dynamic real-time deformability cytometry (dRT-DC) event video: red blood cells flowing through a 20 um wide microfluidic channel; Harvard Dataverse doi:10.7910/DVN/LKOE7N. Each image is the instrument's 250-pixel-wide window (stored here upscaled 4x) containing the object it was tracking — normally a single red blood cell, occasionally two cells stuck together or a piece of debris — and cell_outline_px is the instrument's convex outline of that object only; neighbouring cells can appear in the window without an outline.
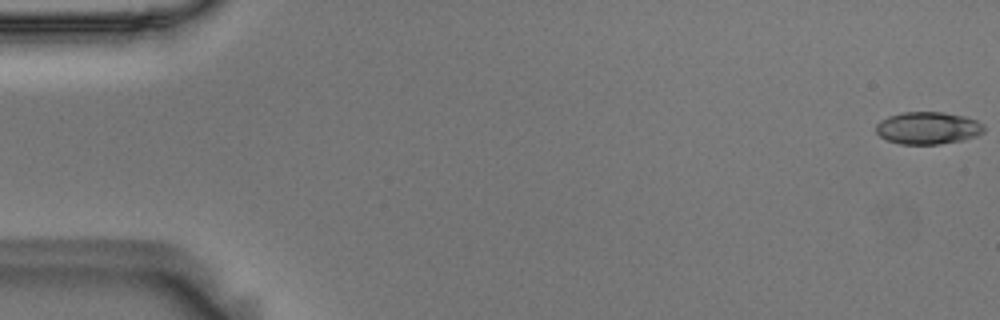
{"species": "Egyptian fruit bat (a non-hibernating species)", "species_latin": "Rousettus aegyptiacus", "temperature_condition": "room temperature", "stored_images_in_passage": 56, "camera_frame_rate_fps": 3000, "um_per_image_px": 0.085, "animal": {"sex": "male"}, "frame": {"image": 1, "passage_image": 1, "time_ms": 0.0, "image_size_px": [1000, 320], "cell_outline_px": [[984, 132], [976, 136], [964, 140], [940, 144], [900, 144], [888, 140], [880, 136], [876, 132], [876, 124], [880, 120], [888, 116], [900, 112], [944, 112], [964, 116], [976, 120], [984, 124]], "centroid_in_image_um": [78.88, 10.88], "position_along_channel_um": 6.1, "area_um2": 20.52}}
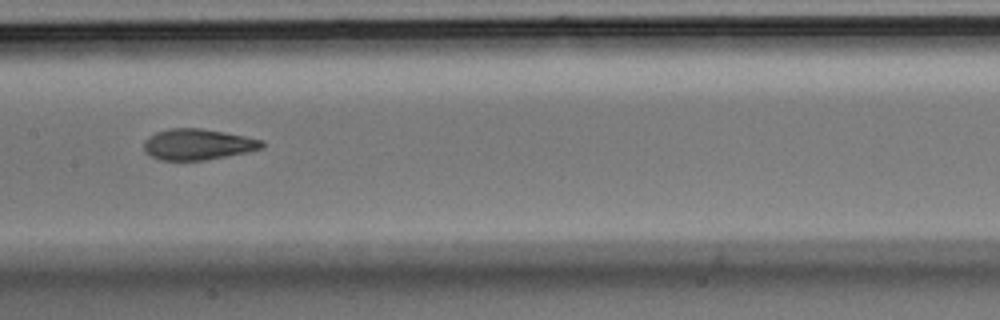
{"frame": {"image": 2, "passage_image": 28, "time_ms": 9.0, "image_size_px": [1000, 320], "cell_outline_px": [[264, 148], [248, 152], [204, 160], [160, 160], [144, 152], [144, 140], [148, 136], [156, 132], [168, 128], [200, 128], [224, 132], [264, 140]], "centroid_in_image_um": [16.81, 12.27], "position_along_channel_um": 190.6, "area_um2": 21.39}}
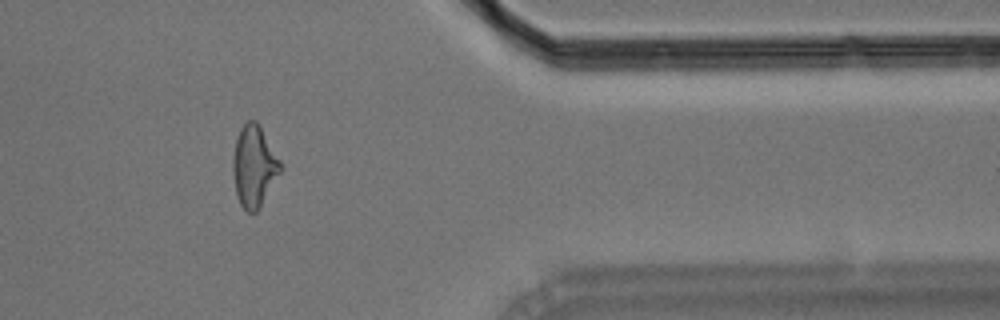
{"frame": {"image": 3, "passage_image": 46, "time_ms": 15.0, "image_size_px": [1000, 320], "cell_outline_px": [[280, 172], [256, 212], [248, 212], [240, 204], [236, 192], [232, 172], [232, 156], [236, 140], [240, 128], [248, 120], [256, 120], [260, 124], [280, 160]], "centroid_in_image_um": [21.57, 14.08], "position_along_channel_um": 389.8, "area_um2": 22.25}, "authors_computed_cell_mechanics": {"area_um2": 21.2704, "velocity_mm_per_s": 3.6524, "shape_relaxation_time_tau1_ms": 8.8874, "shape_relaxation_time_tau2_ms": 2.1506, "deformation_change_tau1": 0.2228, "deformation_change_tau2": 0.0882}}